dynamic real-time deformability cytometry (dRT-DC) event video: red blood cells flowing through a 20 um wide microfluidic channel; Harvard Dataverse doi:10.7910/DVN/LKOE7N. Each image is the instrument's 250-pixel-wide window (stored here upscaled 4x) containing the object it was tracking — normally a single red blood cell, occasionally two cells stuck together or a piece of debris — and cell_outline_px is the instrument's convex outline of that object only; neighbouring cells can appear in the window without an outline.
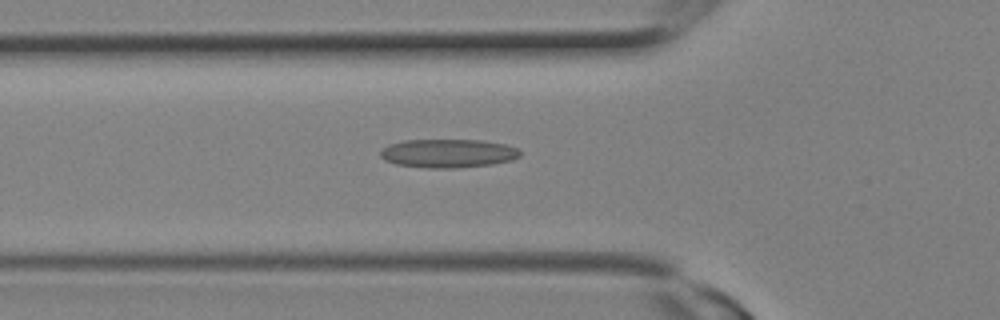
{"species": "Egyptian fruit bat (a non-hibernating species)", "species_latin": "Rousettus aegyptiacus", "temperature_condition": "room temperature", "stored_images_in_passage": 25, "segment_of_instrument_passage": [1, 2], "camera_frame_rate_fps": 3000, "um_per_image_px": 0.085, "animal": {"sex": "female"}, "frame": {"image": 1, "passage_image": 8, "time_ms": 2.333, "image_size_px": [1000, 320], "cell_outline_px": [[520, 156], [512, 160], [492, 164], [456, 168], [428, 168], [396, 164], [384, 160], [380, 156], [380, 152], [388, 144], [404, 140], [480, 140], [504, 144], [520, 148]], "centroid_in_image_um": [38.09, 13.03], "position_along_channel_um": 87.7, "area_um2": 23.35}}
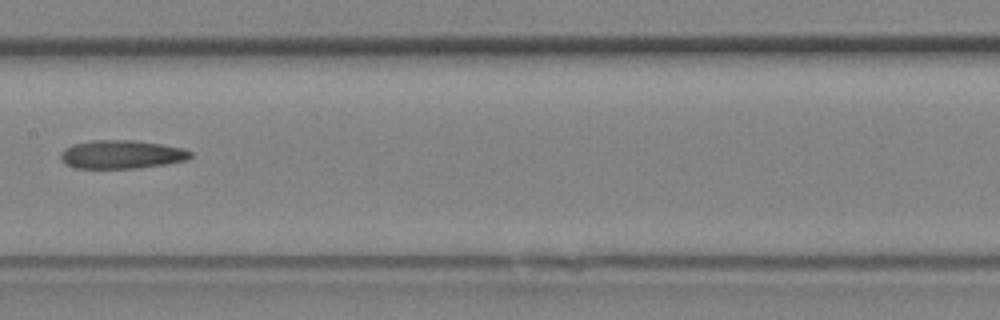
{"frame": {"image": 2, "passage_image": 12, "time_ms": 3.667, "image_size_px": [1000, 320], "cell_outline_px": [[192, 156], [188, 160], [164, 164], [136, 168], [76, 168], [64, 164], [60, 160], [60, 152], [64, 148], [72, 144], [92, 140], [132, 140], [160, 144], [184, 148], [192, 152]], "centroid_in_image_um": [10.3, 13.12], "position_along_channel_um": 197.1, "area_um2": 21.68}}
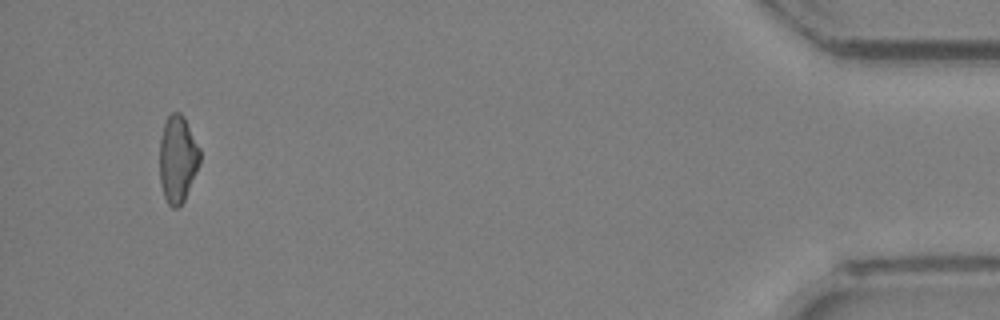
{"frame": {"image": 3, "passage_image": 23, "time_ms": 7.333, "image_size_px": [1000, 320], "cell_outline_px": [[200, 164], [184, 200], [176, 208], [172, 208], [168, 204], [164, 196], [160, 184], [160, 140], [164, 124], [168, 116], [172, 112], [180, 112], [184, 116], [200, 148]], "centroid_in_image_um": [15.11, 13.51], "position_along_channel_um": 420.1, "area_um2": 20.46}}